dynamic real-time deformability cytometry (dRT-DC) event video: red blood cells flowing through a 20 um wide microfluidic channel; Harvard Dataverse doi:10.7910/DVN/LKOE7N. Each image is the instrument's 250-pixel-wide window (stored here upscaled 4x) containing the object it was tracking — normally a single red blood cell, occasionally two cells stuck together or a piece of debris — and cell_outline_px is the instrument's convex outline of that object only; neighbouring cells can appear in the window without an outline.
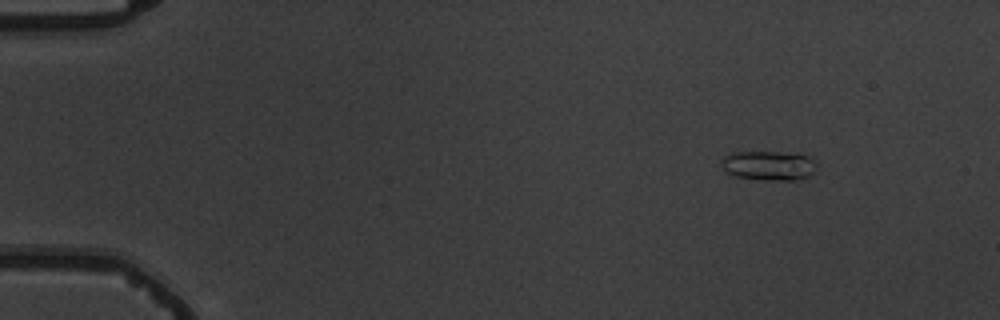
{"species": "common noctule bat (a hibernating species)", "species_latin": "Nyctalus noctula", "temperature_condition": "warm", "stored_images_in_passage": 4, "camera_frame_rate_fps": 3000, "um_per_image_px": 0.085, "animal": {"sex": "male", "body_mass_g": 19.5, "forearm_length_mm": 54.6}, "frame": {"image": 1, "passage_image": 1, "time_ms": 0.0, "image_size_px": [1000, 320], "cell_outline_px": [[820, 164], [808, 176], [796, 180], [764, 180], [736, 176], [728, 172], [720, 164], [720, 160], [724, 156], [732, 152], [780, 152], [808, 156]], "centroid_in_image_um": [65.35, 14.07], "position_along_channel_um": 19.6, "area_um2": 16.36}}
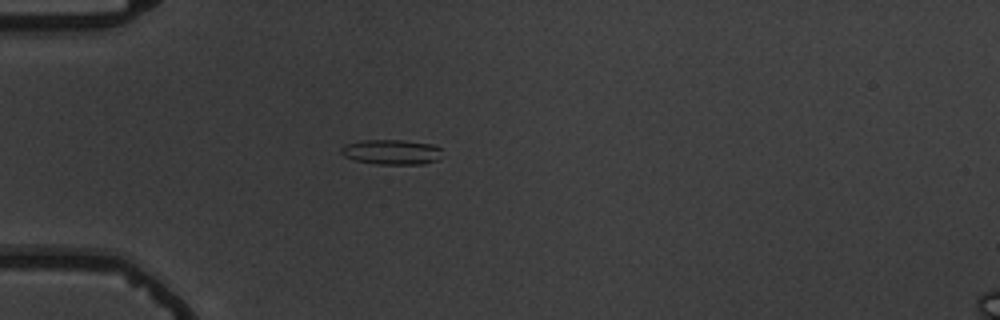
{"frame": {"image": 2, "passage_image": 4, "time_ms": 3.333, "image_size_px": [1000, 320], "cell_outline_px": [[440, 148], [436, 160], [424, 164], [376, 164], [356, 160], [344, 156], [340, 152], [340, 148], [344, 144], [364, 140], [400, 140], [436, 144]], "centroid_in_image_um": [33.24, 12.91], "position_along_channel_um": 51.8, "area_um2": 14.62}}